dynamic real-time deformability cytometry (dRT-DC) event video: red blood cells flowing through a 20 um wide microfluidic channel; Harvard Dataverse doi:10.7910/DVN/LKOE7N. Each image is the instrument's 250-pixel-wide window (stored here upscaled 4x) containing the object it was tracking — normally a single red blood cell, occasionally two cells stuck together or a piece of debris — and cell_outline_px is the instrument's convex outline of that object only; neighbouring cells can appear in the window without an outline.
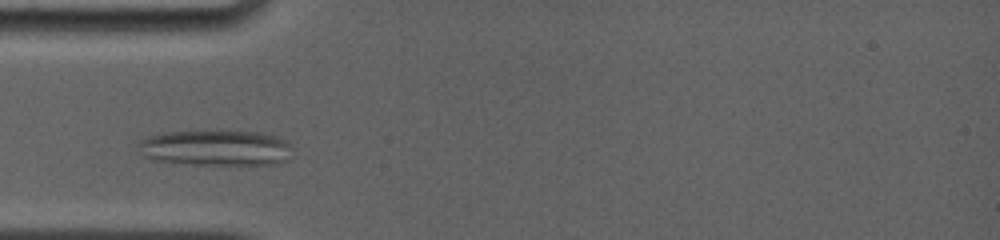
{"species": "common noctule bat (a hibernating species)", "species_latin": "Nyctalus noctula", "temperature_condition": "room temperature", "stored_images_in_passage": 9, "camera_frame_rate_fps": 4000, "um_per_image_px": 0.085, "animal": {"sex": "female", "body_mass_g": 19.0, "forearm_length_mm": 56.7}, "frame": {"image": 1, "passage_image": 4, "time_ms": 1.75, "image_size_px": [1000, 240], "cell_outline_px": [[292, 144], [284, 160], [272, 164], [196, 164], [156, 160], [148, 156], [140, 144], [144, 140], [152, 136], [164, 132], [220, 128], [228, 128], [256, 132], [276, 136], [288, 140]], "centroid_in_image_um": [18.44, 12.5], "position_along_channel_um": 66.6, "area_um2": 32.08}}